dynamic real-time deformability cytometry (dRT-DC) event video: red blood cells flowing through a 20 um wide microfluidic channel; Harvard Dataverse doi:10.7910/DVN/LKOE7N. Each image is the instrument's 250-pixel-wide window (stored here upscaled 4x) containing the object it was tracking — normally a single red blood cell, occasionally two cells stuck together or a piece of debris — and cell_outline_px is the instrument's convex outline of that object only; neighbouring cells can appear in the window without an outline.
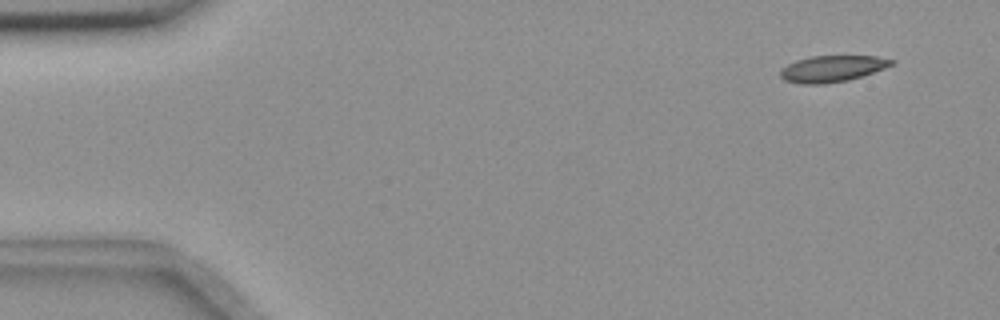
{"species": "common noctule bat (a hibernating species)", "species_latin": "Nyctalus noctula", "temperature_condition": "room temperature", "stored_images_in_passage": 56, "camera_frame_rate_fps": 3000, "um_per_image_px": 0.085, "animal": {"sex": "female", "body_mass_g": 18.4}, "frame": {"image": 1, "passage_image": 4, "time_ms": 1.0, "image_size_px": [1000, 320], "cell_outline_px": [[896, 60], [892, 64], [884, 68], [848, 80], [824, 84], [804, 84], [784, 80], [780, 76], [780, 68], [796, 60], [812, 56], [876, 56]], "centroid_in_image_um": [70.7, 5.83], "position_along_channel_um": 14.3, "area_um2": 16.94}}
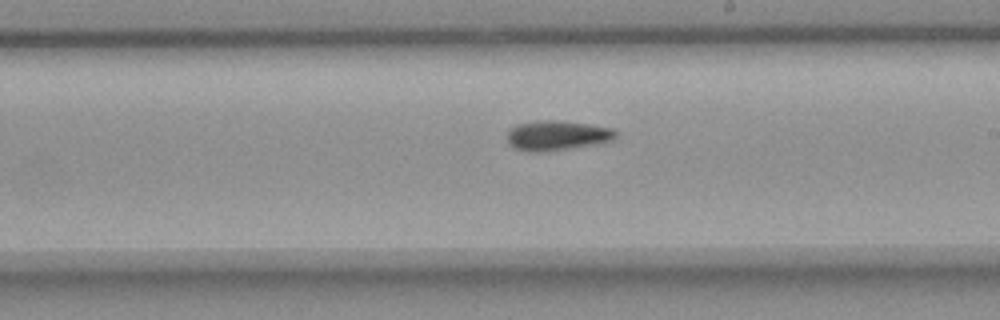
{"frame": {"image": 2, "passage_image": 32, "time_ms": 10.333, "image_size_px": [1000, 320], "cell_outline_px": [[620, 132], [612, 140], [604, 144], [548, 152], [524, 152], [512, 148], [508, 144], [508, 132], [516, 124], [544, 120], [564, 120], [612, 128]], "centroid_in_image_um": [47.4, 11.54], "position_along_channel_um": 241.6, "area_um2": 19.59}}
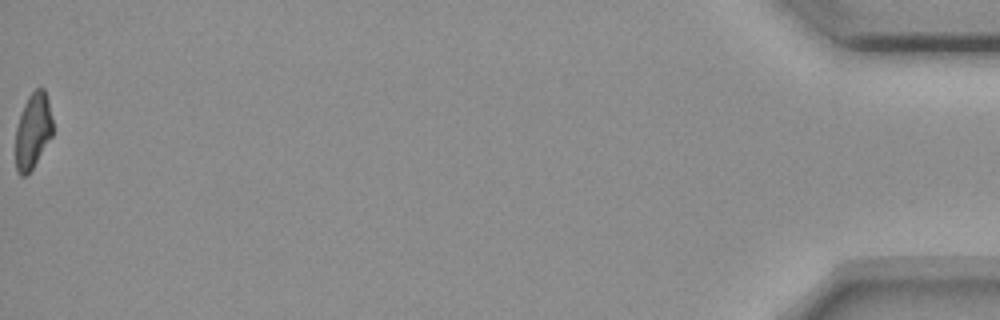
{"frame": {"image": 3, "passage_image": 56, "time_ms": 18.333, "image_size_px": [1000, 320], "cell_outline_px": [[52, 136], [32, 168], [24, 176], [20, 176], [16, 172], [16, 128], [24, 104], [28, 96], [36, 88], [44, 88], [48, 100], [52, 120]], "centroid_in_image_um": [2.79, 11.12], "position_along_channel_um": 432.4, "area_um2": 16.13}}